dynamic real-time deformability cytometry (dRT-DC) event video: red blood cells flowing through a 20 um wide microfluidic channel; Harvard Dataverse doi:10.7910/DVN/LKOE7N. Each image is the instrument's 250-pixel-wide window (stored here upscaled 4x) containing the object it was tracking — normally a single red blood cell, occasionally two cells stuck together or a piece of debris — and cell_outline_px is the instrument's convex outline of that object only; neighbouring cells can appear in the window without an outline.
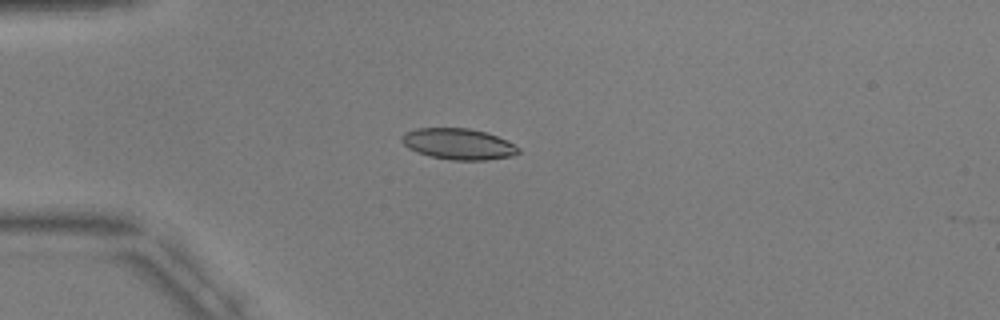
{"species": "common noctule bat (a hibernating species)", "species_latin": "Nyctalus noctula", "temperature_condition": "warm", "stored_images_in_passage": 7, "camera_frame_rate_fps": 3000, "um_per_image_px": 0.085, "animal": {"sex": "male", "body_mass_g": 17.9, "forearm_length_mm": 54.2}, "frame": {"image": 1, "passage_image": 5, "time_ms": 4.667, "image_size_px": [1000, 320], "cell_outline_px": [[520, 152], [512, 156], [484, 160], [452, 160], [432, 156], [408, 148], [400, 140], [400, 136], [404, 132], [416, 128], [468, 128], [484, 132], [496, 136], [520, 148]], "centroid_in_image_um": [38.93, 12.23], "position_along_channel_um": 46.1, "area_um2": 20.87}}
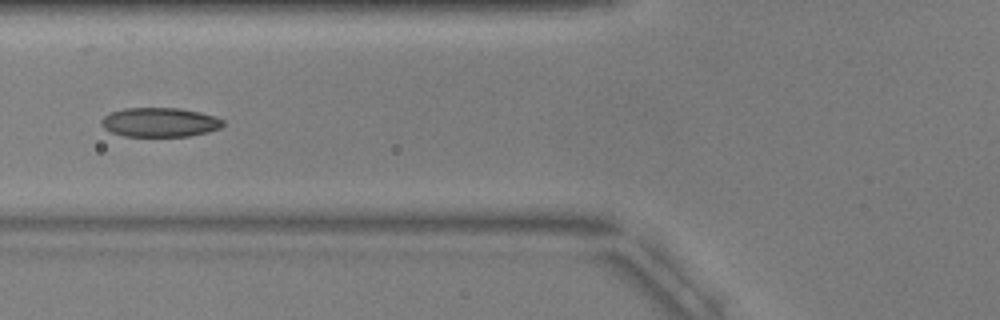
{"frame": {"image": 2, "passage_image": 7, "time_ms": 7.0, "image_size_px": [1000, 320], "cell_outline_px": [[224, 124], [220, 128], [208, 132], [188, 136], [124, 136], [112, 132], [104, 128], [100, 124], [104, 116], [112, 112], [124, 108], [180, 108], [200, 112], [216, 116], [224, 120]], "centroid_in_image_um": [13.61, 10.39], "position_along_channel_um": 112.2, "area_um2": 20.75}}